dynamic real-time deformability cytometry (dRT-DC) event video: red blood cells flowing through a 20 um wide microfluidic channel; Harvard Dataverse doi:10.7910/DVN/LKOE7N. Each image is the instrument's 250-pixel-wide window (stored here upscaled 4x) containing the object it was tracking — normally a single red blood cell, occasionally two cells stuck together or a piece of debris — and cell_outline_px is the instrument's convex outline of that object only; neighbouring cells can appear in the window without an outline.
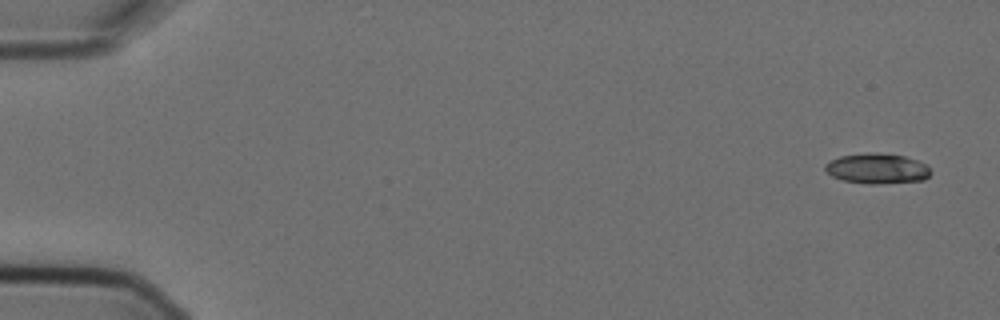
{"species": "Egyptian fruit bat (a non-hibernating species)", "species_latin": "Rousettus aegyptiacus", "temperature_condition": "cold", "stored_images_in_passage": 6, "camera_frame_rate_fps": 3000, "um_per_image_px": 0.085, "animal": {"sex": "female"}, "frame": {"image": 1, "passage_image": 1, "time_ms": 0.0, "image_size_px": [1000, 320], "cell_outline_px": [[932, 172], [924, 180], [876, 184], [872, 184], [844, 180], [832, 176], [824, 168], [824, 164], [828, 160], [840, 156], [864, 152], [876, 152], [904, 156], [916, 160], [924, 164]], "centroid_in_image_um": [74.52, 14.31], "position_along_channel_um": 10.5, "area_um2": 18.61}}
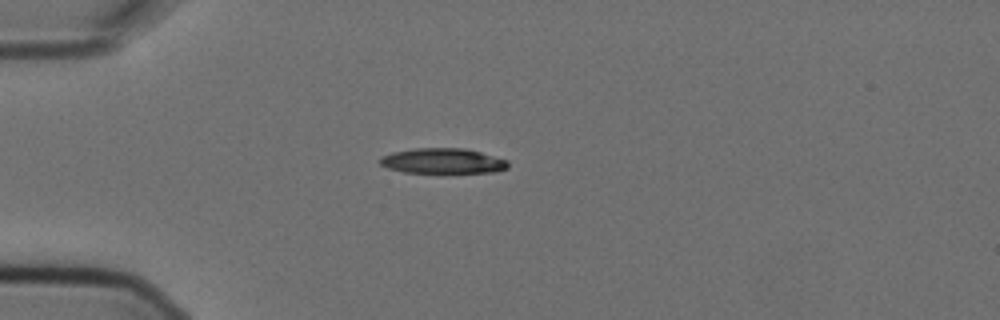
{"frame": {"image": 2, "passage_image": 4, "time_ms": 1.0, "image_size_px": [1000, 320], "cell_outline_px": [[508, 168], [496, 172], [404, 172], [388, 168], [380, 164], [380, 156], [392, 152], [416, 148], [464, 148], [480, 152], [508, 160]], "centroid_in_image_um": [37.63, 13.67], "position_along_channel_um": 47.4, "area_um2": 18.73}}
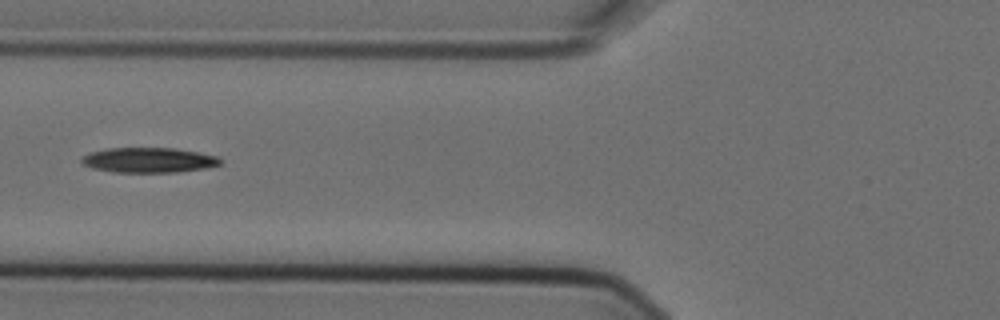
{"frame": {"image": 3, "passage_image": 6, "time_ms": 1.667, "image_size_px": [1000, 320], "cell_outline_px": [[220, 164], [204, 168], [176, 172], [112, 172], [92, 168], [80, 164], [80, 160], [84, 156], [92, 152], [108, 148], [172, 148], [196, 152], [216, 156], [220, 160]], "centroid_in_image_um": [12.57, 13.61], "position_along_channel_um": 113.2, "area_um2": 20.0}}